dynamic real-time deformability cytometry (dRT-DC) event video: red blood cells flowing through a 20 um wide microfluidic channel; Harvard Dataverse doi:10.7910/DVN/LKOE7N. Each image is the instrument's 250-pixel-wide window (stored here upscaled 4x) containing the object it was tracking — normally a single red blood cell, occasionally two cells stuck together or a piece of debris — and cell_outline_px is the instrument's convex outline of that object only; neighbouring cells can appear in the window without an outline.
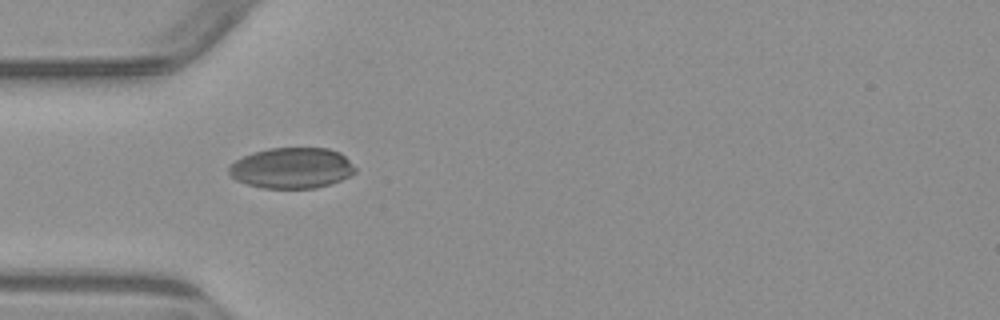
{"species": "common noctule bat (a hibernating species)", "species_latin": "Nyctalus noctula", "temperature_condition": "warm", "stored_images_in_passage": 1, "camera_frame_rate_fps": 3000, "um_per_image_px": 0.085, "animal": {"sex": "male", "body_mass_g": 23.1, "forearm_length_mm": 52.7}, "frame": {"image": 1, "passage_image": 1, "time_ms": 0.0, "image_size_px": [1000, 320], "cell_outline_px": [[356, 172], [340, 180], [316, 188], [264, 188], [248, 184], [236, 180], [228, 172], [228, 164], [252, 152], [268, 148], [328, 148], [340, 152], [356, 168]], "centroid_in_image_um": [24.78, 14.27], "position_along_channel_um": 60.2, "area_um2": 29.94}}